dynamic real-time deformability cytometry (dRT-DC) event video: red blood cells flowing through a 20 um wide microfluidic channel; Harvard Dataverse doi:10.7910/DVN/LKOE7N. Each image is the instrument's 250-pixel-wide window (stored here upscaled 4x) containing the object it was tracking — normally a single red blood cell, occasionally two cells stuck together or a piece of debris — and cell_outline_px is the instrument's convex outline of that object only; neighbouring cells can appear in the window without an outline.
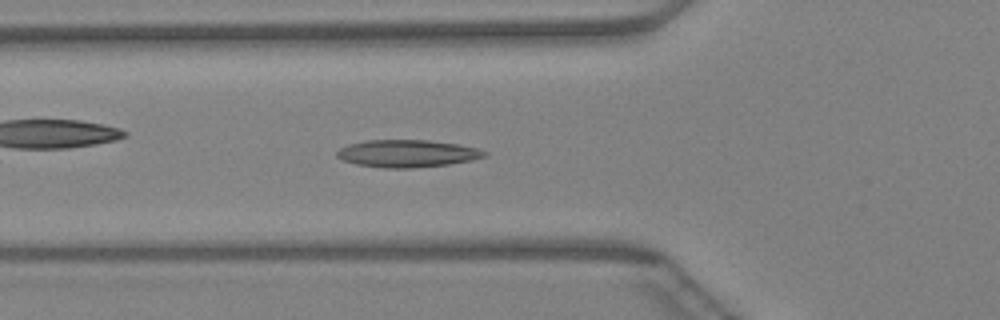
{"species": "Egyptian fruit bat (a non-hibernating species)", "species_latin": "Rousettus aegyptiacus", "temperature_condition": "warm", "stored_images_in_passage": 30, "camera_frame_rate_fps": 3000, "um_per_image_px": 0.085, "animal": {"sex": "female"}, "frame": {"image": 1, "passage_image": 6, "time_ms": 1.667, "image_size_px": [1000, 320], "cell_outline_px": [[488, 156], [472, 160], [448, 164], [412, 168], [380, 168], [356, 164], [344, 160], [336, 156], [336, 152], [340, 148], [348, 144], [364, 140], [428, 140], [456, 144], [476, 148], [488, 152]], "centroid_in_image_um": [34.6, 13.05], "position_along_channel_um": 91.2, "area_um2": 23.58}}
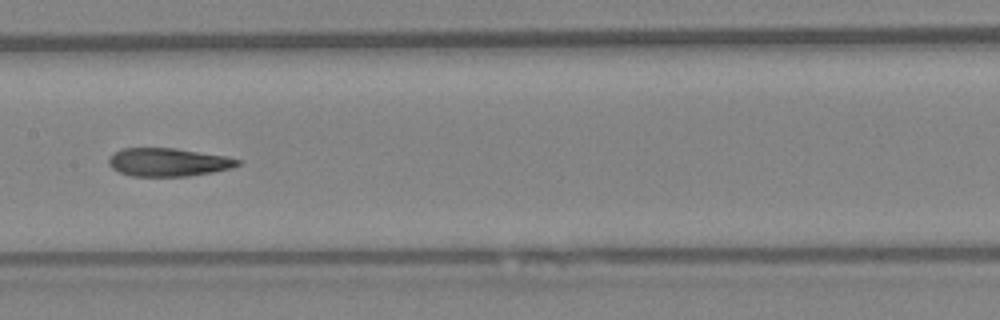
{"frame": {"image": 2, "passage_image": 13, "time_ms": 4.0, "image_size_px": [1000, 320], "cell_outline_px": [[244, 160], [240, 164], [232, 168], [212, 172], [188, 176], [132, 176], [120, 172], [112, 168], [108, 164], [108, 156], [112, 152], [120, 148], [176, 148], [228, 156]], "centroid_in_image_um": [14.3, 13.77], "position_along_channel_um": 193.1, "area_um2": 21.56}}
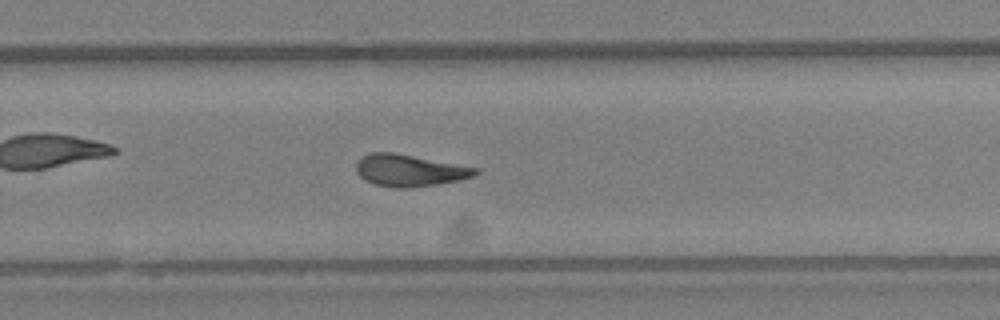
{"frame": {"image": 3, "passage_image": 20, "time_ms": 6.333, "image_size_px": [1000, 320], "cell_outline_px": [[480, 172], [472, 176], [456, 180], [436, 184], [408, 188], [396, 188], [376, 184], [364, 180], [356, 172], [356, 164], [364, 156], [372, 152], [392, 152], [480, 168]], "centroid_in_image_um": [34.8, 14.48], "position_along_channel_um": 295.0, "area_um2": 21.85}}